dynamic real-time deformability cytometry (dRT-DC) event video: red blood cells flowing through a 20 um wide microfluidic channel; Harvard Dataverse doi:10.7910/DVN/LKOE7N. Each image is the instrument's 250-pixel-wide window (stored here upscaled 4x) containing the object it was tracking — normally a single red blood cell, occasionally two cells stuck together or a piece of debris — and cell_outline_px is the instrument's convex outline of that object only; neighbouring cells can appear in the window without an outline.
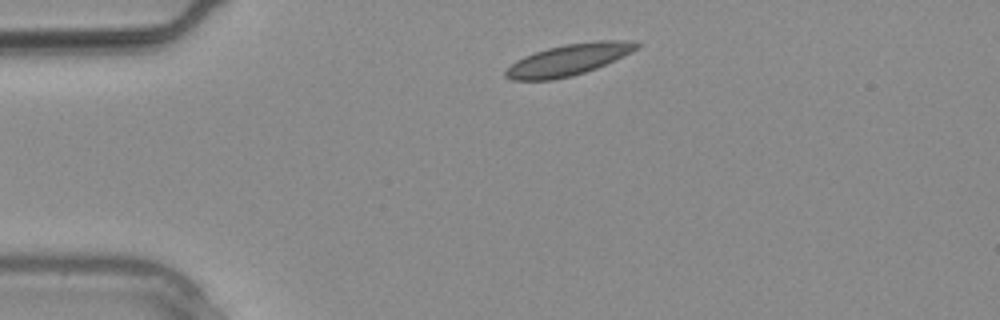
{"species": "common noctule bat (a hibernating species)", "species_latin": "Nyctalus noctula", "temperature_condition": "warm", "stored_images_in_passage": 1, "camera_frame_rate_fps": 3000, "um_per_image_px": 0.085, "animal": {"sex": "male", "body_mass_g": 20.4}, "frame": {"image": 1, "passage_image": 1, "time_ms": 0.0, "image_size_px": [1000, 320], "cell_outline_px": [[640, 44], [632, 52], [596, 68], [572, 76], [552, 80], [512, 80], [504, 76], [504, 72], [516, 60], [524, 56], [548, 48], [564, 44], [596, 40], [632, 40]], "centroid_in_image_um": [48.32, 5.07], "position_along_channel_um": 36.7, "area_um2": 23.81}}